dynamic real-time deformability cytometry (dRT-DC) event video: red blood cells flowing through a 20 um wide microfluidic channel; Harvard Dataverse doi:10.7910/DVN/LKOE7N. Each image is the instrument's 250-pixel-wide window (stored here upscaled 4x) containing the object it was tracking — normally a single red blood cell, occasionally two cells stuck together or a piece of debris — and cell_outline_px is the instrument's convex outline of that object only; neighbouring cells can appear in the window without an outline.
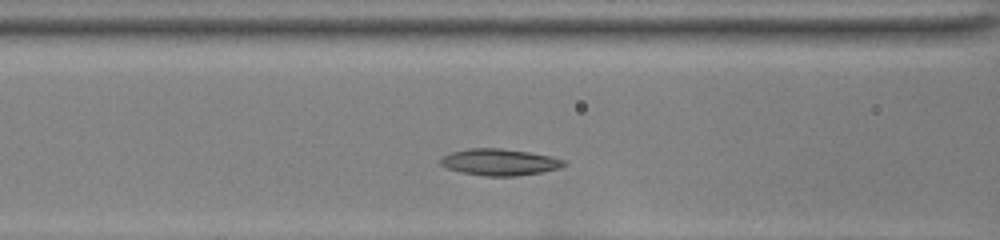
{"species": "common noctule bat (a hibernating species)", "species_latin": "Nyctalus noctula", "temperature_condition": "room temperature", "stored_images_in_passage": 9, "camera_frame_rate_fps": 3000, "um_per_image_px": 0.085, "animal": {"sex": "female", "body_mass_g": 22.0, "forearm_length_mm": 56.7}, "frame": {"image": 1, "passage_image": 7, "time_ms": 2.0, "image_size_px": [1000, 240], "cell_outline_px": [[564, 164], [556, 168], [540, 172], [516, 176], [484, 176], [464, 172], [448, 168], [440, 164], [440, 160], [444, 156], [452, 152], [472, 148], [500, 148], [528, 152], [548, 156], [564, 160]], "centroid_in_image_um": [42.42, 13.78], "position_along_channel_um": 124.2, "area_um2": 18.55}}